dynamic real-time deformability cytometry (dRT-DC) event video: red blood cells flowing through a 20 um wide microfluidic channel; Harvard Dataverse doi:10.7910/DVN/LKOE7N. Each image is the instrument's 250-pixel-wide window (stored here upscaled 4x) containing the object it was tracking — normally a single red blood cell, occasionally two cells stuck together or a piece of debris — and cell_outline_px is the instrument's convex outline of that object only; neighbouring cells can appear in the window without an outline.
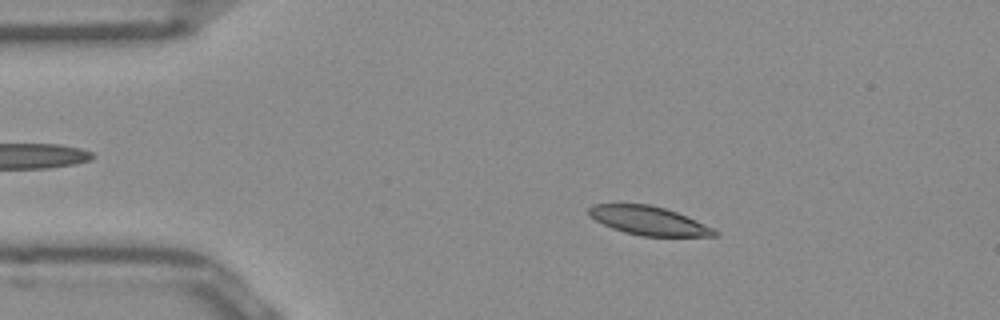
{"species": "Egyptian fruit bat (a non-hibernating species)", "species_latin": "Rousettus aegyptiacus", "temperature_condition": "room temperature", "stored_images_in_passage": 44, "camera_frame_rate_fps": 3000, "um_per_image_px": 0.085, "frame": {"image": 1, "passage_image": 2, "time_ms": 0.333, "image_size_px": [1000, 320], "cell_outline_px": [[720, 232], [716, 236], [640, 236], [624, 232], [612, 228], [596, 220], [588, 212], [588, 208], [592, 204], [652, 204], [676, 212], [712, 228]], "centroid_in_image_um": [55.12, 18.76], "position_along_channel_um": 29.9, "area_um2": 20.75}}
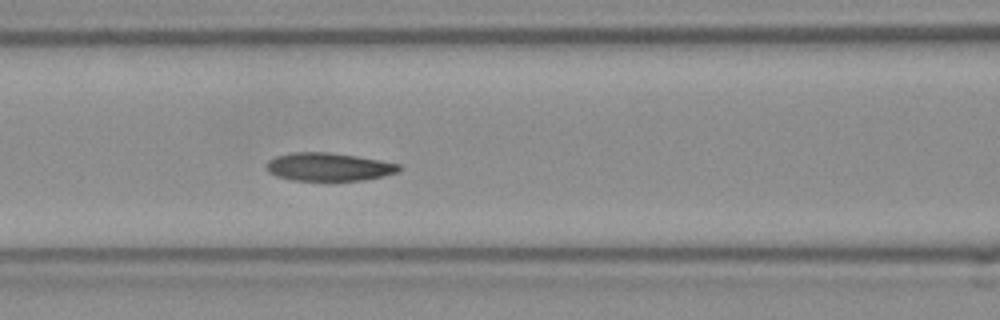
{"frame": {"image": 2, "passage_image": 14, "time_ms": 4.333, "image_size_px": [1000, 320], "cell_outline_px": [[400, 168], [396, 172], [364, 180], [292, 180], [276, 176], [268, 172], [268, 160], [276, 156], [292, 152], [328, 152], [356, 156], [380, 160], [400, 164]], "centroid_in_image_um": [27.91, 14.17], "position_along_channel_um": 138.7, "area_um2": 21.44}}
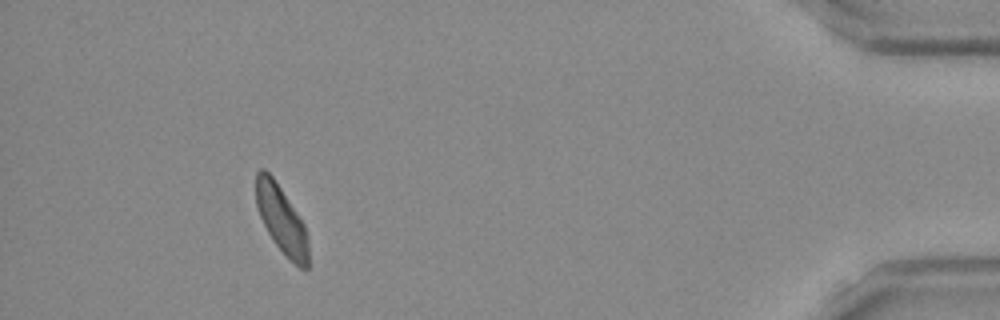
{"frame": {"image": 3, "passage_image": 40, "time_ms": 13.0, "image_size_px": [1000, 320], "cell_outline_px": [[308, 268], [300, 268], [276, 244], [268, 232], [260, 216], [256, 204], [256, 172], [260, 168], [264, 168], [272, 176], [304, 224], [308, 244]], "centroid_in_image_um": [23.91, 18.62], "position_along_channel_um": 411.3, "area_um2": 19.94}, "authors_computed_cell_mechanics": {"area_um2": 21.9062, "velocity_mm_per_s": 3.9015, "shape_relaxation_time_tau1_ms": 4.1569, "shape_relaxation_time_tau2_ms": 9.3749, "deformation_change_tau1": 0.1085, "deformation_change_tau2": 0.1705}}